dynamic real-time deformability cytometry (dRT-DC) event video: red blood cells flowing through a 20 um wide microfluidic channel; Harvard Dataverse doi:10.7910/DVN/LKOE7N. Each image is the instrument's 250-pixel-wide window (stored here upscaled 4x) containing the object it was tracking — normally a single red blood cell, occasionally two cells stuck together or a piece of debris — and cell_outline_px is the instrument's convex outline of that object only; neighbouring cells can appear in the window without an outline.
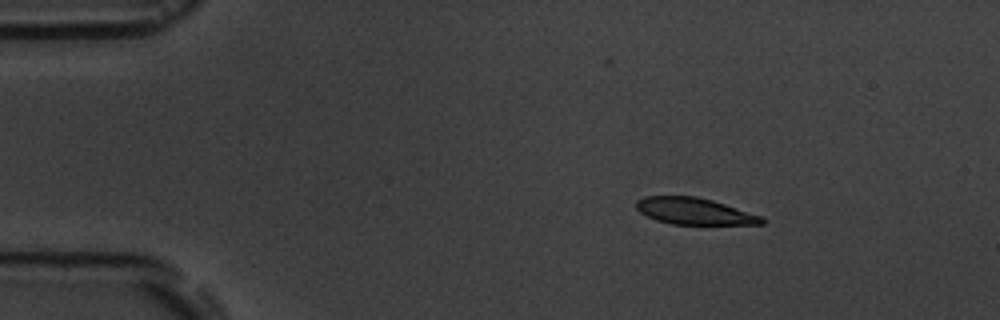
{"species": "common noctule bat (a hibernating species)", "species_latin": "Nyctalus noctula", "temperature_condition": "room temperature", "stored_images_in_passage": 3, "camera_frame_rate_fps": 3000, "um_per_image_px": 0.085, "animal": {"sex": "male", "body_mass_g": 19.5, "forearm_length_mm": 54.6}, "frame": {"image": 1, "passage_image": 1, "time_ms": 0.0, "image_size_px": [1000, 320], "cell_outline_px": [[764, 224], [672, 224], [656, 220], [640, 212], [636, 208], [636, 200], [644, 196], [696, 196], [712, 200], [764, 216]], "centroid_in_image_um": [59.03, 17.95], "position_along_channel_um": 26.0, "area_um2": 19.48}}